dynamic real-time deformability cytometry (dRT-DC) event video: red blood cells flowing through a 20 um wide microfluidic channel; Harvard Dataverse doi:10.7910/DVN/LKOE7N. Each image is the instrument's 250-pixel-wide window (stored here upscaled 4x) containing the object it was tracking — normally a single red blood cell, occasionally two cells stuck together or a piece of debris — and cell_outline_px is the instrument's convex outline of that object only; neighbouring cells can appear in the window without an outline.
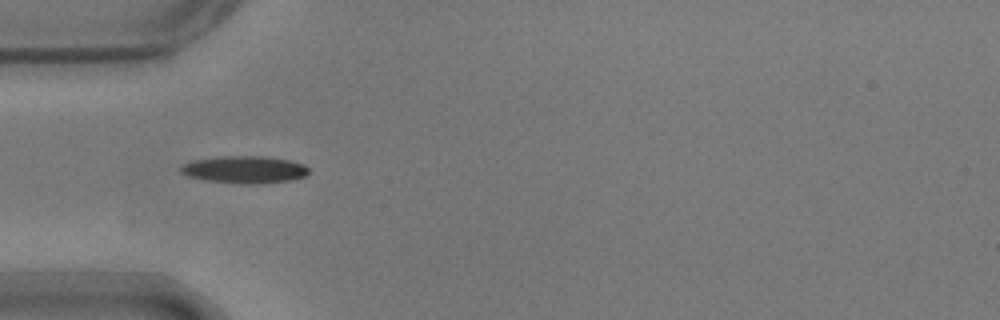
{"species": "common noctule bat (a hibernating species)", "species_latin": "Nyctalus noctula", "temperature_condition": "warm", "stored_images_in_passage": 27, "camera_frame_rate_fps": 3000, "um_per_image_px": 0.085, "animal": {"sex": "male", "body_mass_g": 17.9}, "frame": {"image": 1, "passage_image": 1, "time_ms": 0.0, "image_size_px": [1000, 320], "cell_outline_px": [[308, 172], [304, 176], [292, 180], [264, 184], [244, 184], [208, 180], [188, 176], [180, 172], [180, 168], [184, 164], [192, 160], [220, 156], [264, 156], [288, 160], [304, 164], [308, 168]], "centroid_in_image_um": [20.8, 14.41], "position_along_channel_um": 64.2, "area_um2": 20.35}}
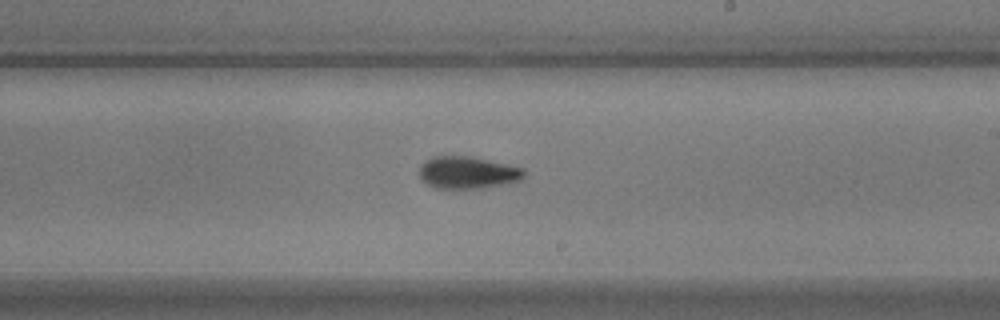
{"frame": {"image": 2, "passage_image": 16, "time_ms": 5.0, "image_size_px": [1000, 320], "cell_outline_px": [[524, 176], [520, 180], [480, 188], [436, 188], [428, 184], [420, 176], [420, 164], [432, 156], [468, 156], [524, 168]], "centroid_in_image_um": [39.72, 14.66], "position_along_channel_um": 249.3, "area_um2": 19.25}}
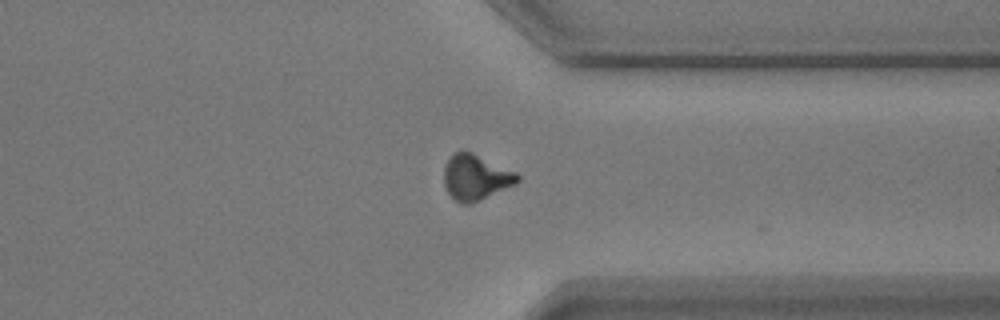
{"frame": {"image": 3, "passage_image": 26, "time_ms": 8.333, "image_size_px": [1000, 320], "cell_outline_px": [[520, 180], [516, 184], [480, 200], [468, 204], [460, 204], [448, 192], [444, 184], [444, 168], [448, 160], [456, 152], [464, 148], [516, 172], [520, 176]], "centroid_in_image_um": [40.45, 15.05], "position_along_channel_um": 371.0, "area_um2": 19.54}}